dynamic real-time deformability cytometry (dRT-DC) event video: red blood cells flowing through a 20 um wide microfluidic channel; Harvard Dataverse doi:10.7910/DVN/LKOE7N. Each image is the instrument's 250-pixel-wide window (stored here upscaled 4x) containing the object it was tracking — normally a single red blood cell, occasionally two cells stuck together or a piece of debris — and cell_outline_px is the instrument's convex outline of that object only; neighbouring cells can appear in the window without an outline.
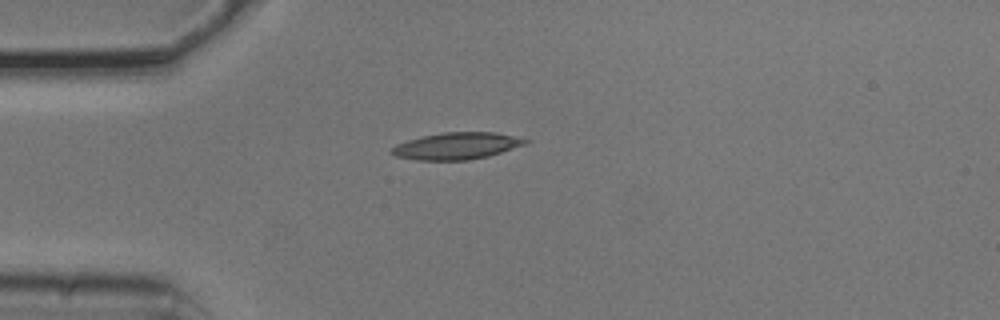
{"species": "common noctule bat (a hibernating species)", "species_latin": "Nyctalus noctula", "temperature_condition": "cold", "stored_images_in_passage": 1, "camera_frame_rate_fps": 3000, "um_per_image_px": 0.085, "animal": {"sex": "male", "body_mass_g": 20.5, "forearm_length_mm": 52.5}, "frame": {"image": 1, "passage_image": 1, "time_ms": 0.0, "image_size_px": [1000, 320], "cell_outline_px": [[532, 140], [524, 144], [488, 156], [468, 160], [416, 160], [396, 156], [392, 152], [392, 148], [396, 144], [408, 140], [424, 136], [444, 132], [496, 132]], "centroid_in_image_um": [38.82, 12.4], "position_along_channel_um": 46.2, "area_um2": 20.63}}